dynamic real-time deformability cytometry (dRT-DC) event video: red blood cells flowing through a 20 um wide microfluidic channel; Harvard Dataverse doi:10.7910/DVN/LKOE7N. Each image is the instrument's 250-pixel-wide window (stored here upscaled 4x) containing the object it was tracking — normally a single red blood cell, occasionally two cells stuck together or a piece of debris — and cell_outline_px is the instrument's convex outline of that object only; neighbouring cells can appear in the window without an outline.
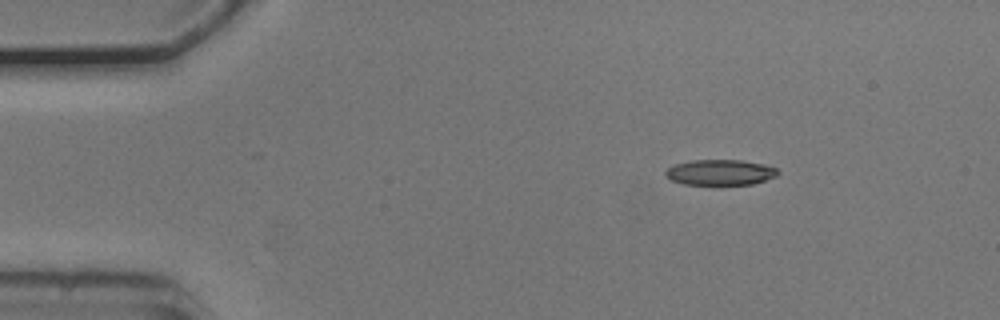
{"species": "common noctule bat (a hibernating species)", "species_latin": "Nyctalus noctula", "temperature_condition": "cold", "stored_images_in_passage": 47, "camera_frame_rate_fps": 3000, "um_per_image_px": 0.085, "animal": {"sex": "male", "body_mass_g": 20.5, "forearm_length_mm": 52.5}, "frame": {"image": 1, "passage_image": 1, "time_ms": 0.0, "image_size_px": [1000, 320], "cell_outline_px": [[780, 172], [776, 176], [752, 184], [720, 188], [684, 184], [672, 180], [664, 176], [664, 172], [668, 168], [676, 164], [692, 160], [740, 160], [764, 164], [776, 168]], "centroid_in_image_um": [61.2, 14.7], "position_along_channel_um": 23.8, "area_um2": 17.57}}
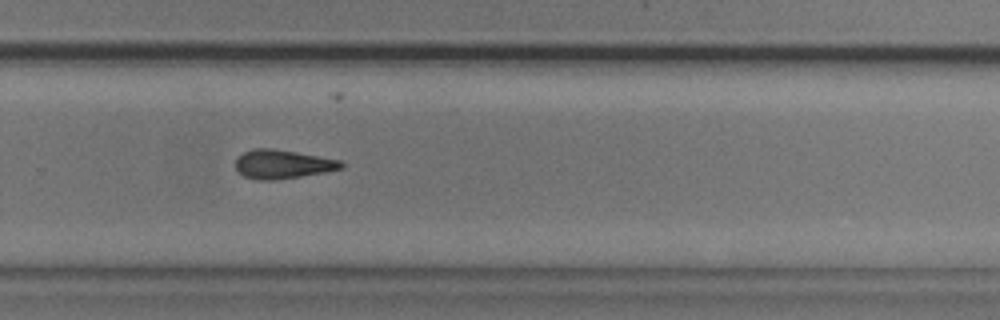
{"frame": {"image": 2, "passage_image": 29, "time_ms": 9.333, "image_size_px": [1000, 320], "cell_outline_px": [[344, 168], [324, 172], [300, 176], [272, 180], [256, 180], [244, 176], [236, 168], [236, 156], [244, 152], [256, 148], [272, 148], [296, 152], [340, 160], [344, 164]], "centroid_in_image_um": [24.0, 13.95], "position_along_channel_um": 305.8, "area_um2": 17.63}}
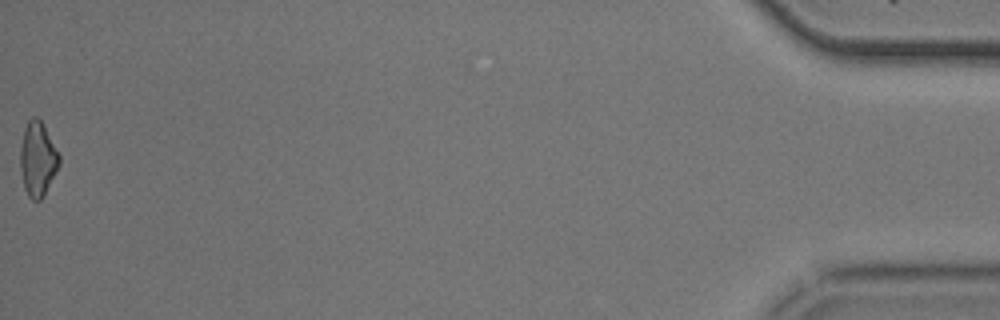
{"frame": {"image": 3, "passage_image": 47, "time_ms": 15.333, "image_size_px": [1000, 320], "cell_outline_px": [[60, 164], [40, 200], [32, 200], [28, 196], [24, 188], [20, 168], [20, 148], [24, 128], [28, 120], [32, 116], [36, 116], [40, 120], [60, 156]], "centroid_in_image_um": [3.17, 13.51], "position_along_channel_um": 432.0, "area_um2": 16.59}}